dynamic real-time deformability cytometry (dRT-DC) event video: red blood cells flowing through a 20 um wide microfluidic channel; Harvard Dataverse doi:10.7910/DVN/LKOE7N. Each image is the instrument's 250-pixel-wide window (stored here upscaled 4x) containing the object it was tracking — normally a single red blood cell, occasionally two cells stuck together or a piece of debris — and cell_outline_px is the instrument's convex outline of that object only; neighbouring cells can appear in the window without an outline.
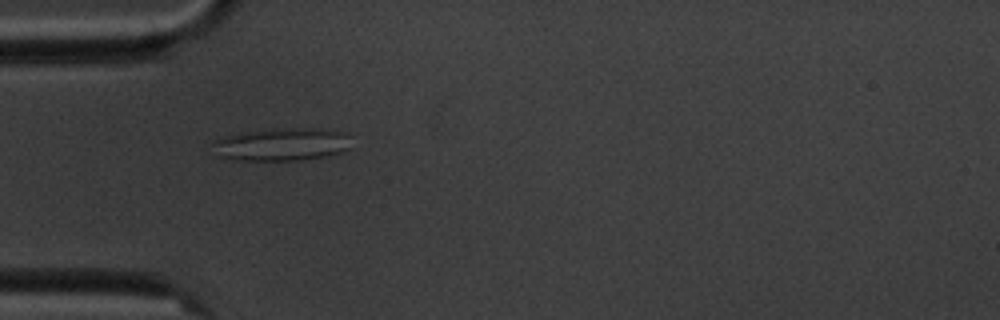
{"species": "common noctule bat (a hibernating species)", "species_latin": "Nyctalus noctula", "temperature_condition": "cold", "stored_images_in_passage": 3, "camera_frame_rate_fps": 3000, "um_per_image_px": 0.085, "animal": {"sex": "male", "body_mass_g": 20.1, "forearm_length_mm": 53.5}, "frame": {"image": 1, "passage_image": 1, "time_ms": 0.0, "image_size_px": [1000, 320], "cell_outline_px": [[352, 148], [344, 152], [324, 156], [300, 160], [236, 160], [216, 156], [212, 144], [212, 140], [240, 132], [272, 128], [320, 128], [348, 132]], "centroid_in_image_um": [23.98, 12.26], "position_along_channel_um": 61.0, "area_um2": 27.17}}
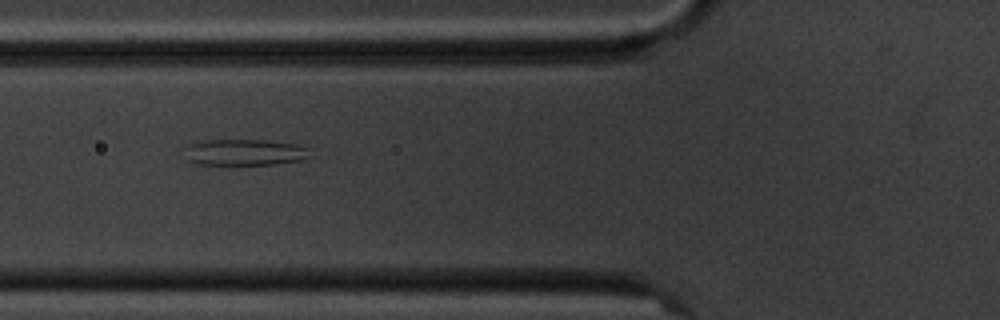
{"frame": {"image": 2, "passage_image": 2, "time_ms": 1.333, "image_size_px": [1000, 320], "cell_outline_px": [[312, 156], [300, 160], [272, 164], [196, 164], [184, 160], [184, 148], [188, 144], [204, 140], [264, 140], [296, 144], [312, 148]], "centroid_in_image_um": [20.77, 12.94], "position_along_channel_um": 105.0, "area_um2": 19.54}}